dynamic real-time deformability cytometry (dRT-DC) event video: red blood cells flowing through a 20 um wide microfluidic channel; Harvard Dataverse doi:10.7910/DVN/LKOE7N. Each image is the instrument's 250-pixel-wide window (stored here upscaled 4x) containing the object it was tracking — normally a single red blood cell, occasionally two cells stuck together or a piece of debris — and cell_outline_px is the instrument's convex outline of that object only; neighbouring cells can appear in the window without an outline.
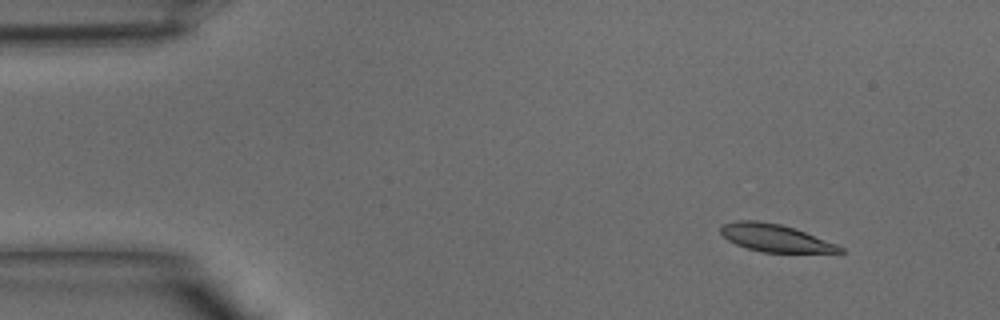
{"species": "common noctule bat (a hibernating species)", "species_latin": "Nyctalus noctula", "temperature_condition": "warm", "stored_images_in_passage": 36, "camera_frame_rate_fps": 3000, "um_per_image_px": 0.085, "animal": {"sex": "male", "body_mass_g": 15.6}, "frame": {"image": 1, "passage_image": 1, "time_ms": 0.0, "image_size_px": [1000, 320], "cell_outline_px": [[844, 252], [764, 252], [748, 248], [736, 244], [728, 240], [720, 232], [720, 228], [724, 224], [736, 220], [756, 220], [780, 224], [796, 228], [836, 244], [844, 248]], "centroid_in_image_um": [65.88, 20.21], "position_along_channel_um": 19.1, "area_um2": 18.9}}
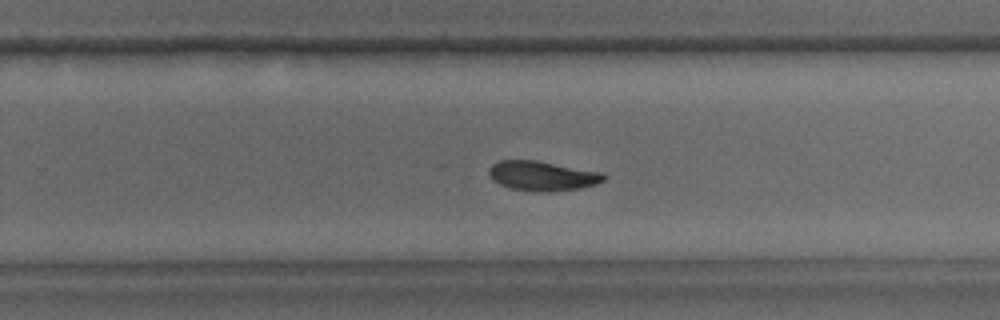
{"frame": {"image": 2, "passage_image": 22, "time_ms": 7.0, "image_size_px": [1000, 320], "cell_outline_px": [[608, 176], [604, 180], [596, 184], [580, 188], [548, 192], [536, 192], [508, 188], [500, 184], [488, 172], [488, 168], [492, 164], [500, 160], [536, 160], [604, 172]], "centroid_in_image_um": [46.14, 14.94], "position_along_channel_um": 283.7, "area_um2": 20.0}}
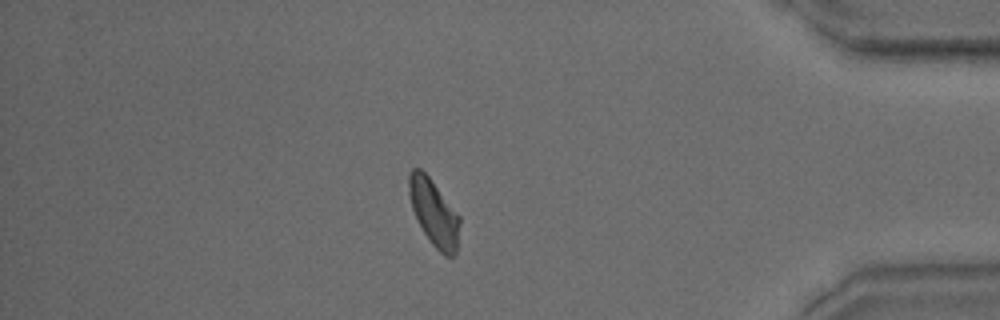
{"frame": {"image": 3, "passage_image": 31, "time_ms": 10.0, "image_size_px": [1000, 320], "cell_outline_px": [[460, 224], [456, 252], [452, 256], [444, 256], [432, 244], [424, 232], [412, 208], [408, 192], [408, 176], [412, 168], [420, 168], [428, 176], [460, 216]], "centroid_in_image_um": [36.88, 18.07], "position_along_channel_um": 398.3, "area_um2": 19.36}}